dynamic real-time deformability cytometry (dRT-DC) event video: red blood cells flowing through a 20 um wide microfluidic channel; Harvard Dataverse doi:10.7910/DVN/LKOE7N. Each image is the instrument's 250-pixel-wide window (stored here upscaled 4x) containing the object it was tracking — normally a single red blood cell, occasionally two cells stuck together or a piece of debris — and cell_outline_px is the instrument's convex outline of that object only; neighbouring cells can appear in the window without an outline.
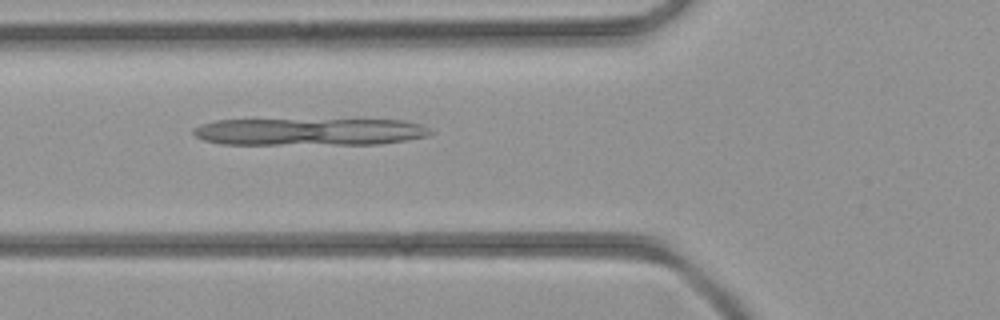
{"species": "common noctule bat (a hibernating species)", "species_latin": "Nyctalus noctula", "temperature_condition": "room temperature", "stored_images_in_passage": 3, "camera_frame_rate_fps": 3000, "um_per_image_px": 0.085, "animal": {"sex": "female", "body_mass_g": 21.9}, "frame": {"image": 1, "passage_image": 3, "time_ms": 0.667, "image_size_px": [1000, 320], "cell_outline_px": [[436, 132], [428, 136], [404, 140], [376, 144], [220, 144], [204, 140], [196, 136], [192, 132], [192, 128], [200, 124], [216, 120], [404, 120], [420, 124]], "centroid_in_image_um": [26.3, 11.2], "position_along_channel_um": 99.5, "area_um2": 37.69}}